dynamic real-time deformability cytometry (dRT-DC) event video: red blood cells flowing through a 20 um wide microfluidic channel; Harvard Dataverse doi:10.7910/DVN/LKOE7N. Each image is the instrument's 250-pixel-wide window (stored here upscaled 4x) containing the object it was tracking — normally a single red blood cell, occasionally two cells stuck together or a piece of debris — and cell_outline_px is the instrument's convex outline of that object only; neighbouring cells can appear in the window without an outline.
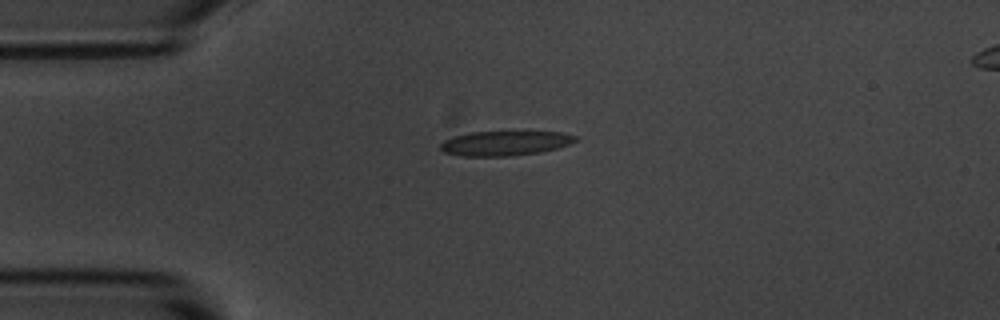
{"species": "common noctule bat (a hibernating species)", "species_latin": "Nyctalus noctula", "temperature_condition": "room temperature", "stored_images_in_passage": 38, "camera_frame_rate_fps": 3000, "um_per_image_px": 0.085, "animal": {"sex": "male", "body_mass_g": 20.1, "forearm_length_mm": 53.5}, "frame": {"image": 1, "passage_image": 1, "time_ms": 0.0, "image_size_px": [1000, 320], "cell_outline_px": [[580, 140], [572, 144], [560, 148], [540, 152], [512, 156], [460, 156], [444, 152], [440, 148], [440, 144], [444, 140], [452, 136], [472, 132], [560, 132], [576, 136]], "centroid_in_image_um": [42.96, 12.18], "position_along_channel_um": 42.0, "area_um2": 19.59}}
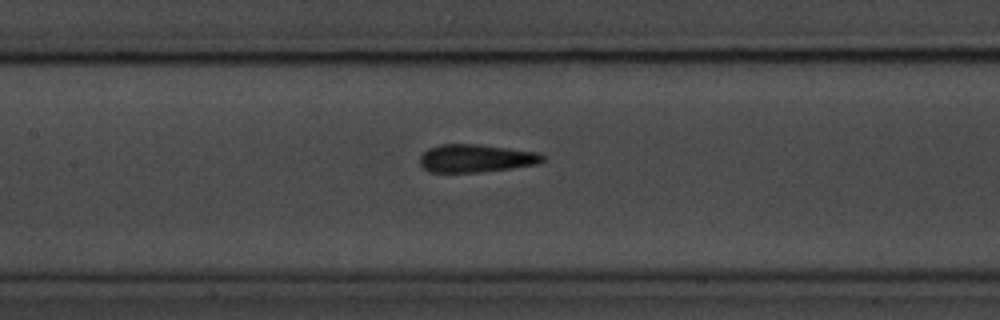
{"frame": {"image": 2, "passage_image": 13, "time_ms": 4.0, "image_size_px": [1000, 320], "cell_outline_px": [[544, 160], [536, 164], [512, 168], [480, 172], [428, 172], [420, 164], [420, 156], [428, 148], [440, 144], [480, 144], [540, 152], [544, 156]], "centroid_in_image_um": [40.46, 13.45], "position_along_channel_um": 166.9, "area_um2": 20.11}}
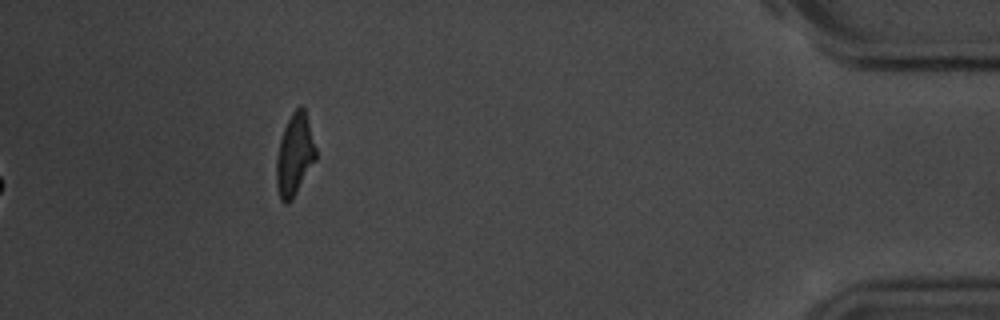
{"frame": {"image": 3, "passage_image": 38, "time_ms": 12.333, "image_size_px": [1000, 320], "cell_outline_px": [[316, 160], [292, 200], [288, 204], [284, 204], [280, 200], [276, 184], [276, 160], [280, 140], [284, 128], [292, 112], [300, 104], [304, 108], [316, 148]], "centroid_in_image_um": [25.03, 13.2], "position_along_channel_um": 410.2, "area_um2": 18.79}, "authors_computed_cell_mechanics": {"area_um2": 19.5942, "velocity_mm_per_s": 3.6157, "shape_relaxation_time_tau1_ms": 3.6853, "shape_relaxation_time_tau2_ms": 1.3701, "deformation_change_tau1": 0.1392, "deformation_change_tau2": 0.0911}}